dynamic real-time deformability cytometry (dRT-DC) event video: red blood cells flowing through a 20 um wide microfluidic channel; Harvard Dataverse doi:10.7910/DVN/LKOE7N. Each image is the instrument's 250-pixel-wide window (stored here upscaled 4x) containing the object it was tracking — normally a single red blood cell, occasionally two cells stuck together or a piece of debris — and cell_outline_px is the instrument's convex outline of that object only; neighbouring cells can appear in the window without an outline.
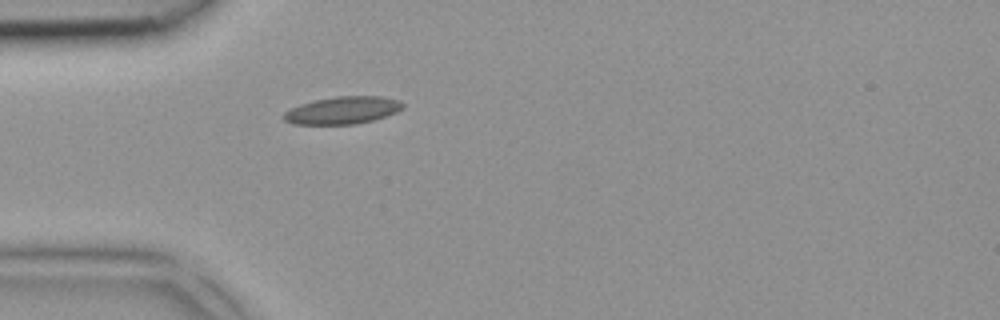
{"species": "common noctule bat (a hibernating species)", "species_latin": "Nyctalus noctula", "temperature_condition": "room temperature", "stored_images_in_passage": 1, "camera_frame_rate_fps": 3000, "um_per_image_px": 0.085, "animal": {"sex": "female", "body_mass_g": 18.4}, "frame": {"image": 1, "passage_image": 1, "time_ms": 0.0, "image_size_px": [1000, 320], "cell_outline_px": [[404, 108], [396, 112], [372, 120], [356, 124], [292, 124], [284, 120], [284, 112], [300, 104], [316, 100], [336, 96], [384, 96], [400, 100], [404, 104]], "centroid_in_image_um": [29.15, 9.37], "position_along_channel_um": 55.8, "area_um2": 18.96}}